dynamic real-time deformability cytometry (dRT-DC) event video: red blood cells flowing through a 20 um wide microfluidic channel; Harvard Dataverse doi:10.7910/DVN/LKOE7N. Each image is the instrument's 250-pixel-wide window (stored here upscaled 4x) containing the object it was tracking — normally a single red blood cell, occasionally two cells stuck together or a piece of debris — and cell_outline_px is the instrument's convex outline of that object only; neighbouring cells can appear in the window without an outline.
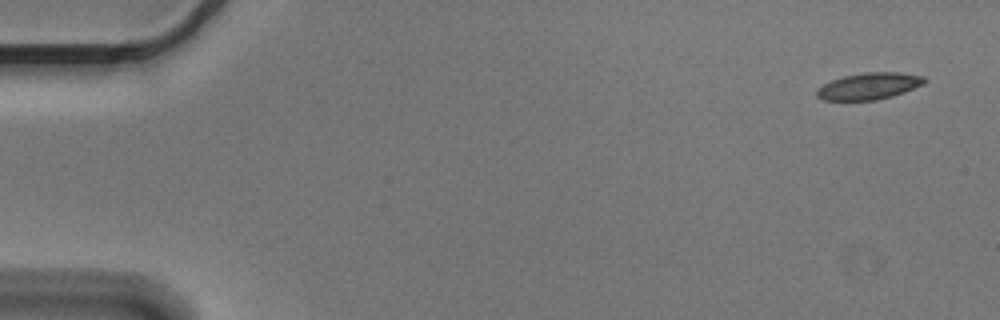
{"species": "Egyptian fruit bat (a non-hibernating species)", "species_latin": "Rousettus aegyptiacus", "temperature_condition": "cold", "stored_images_in_passage": 4, "segment_of_instrument_passage": [1, 2], "camera_frame_rate_fps": 3000, "um_per_image_px": 0.085, "animal": {"sex": "male"}, "frame": {"image": 1, "passage_image": 1, "time_ms": 0.0, "image_size_px": [1000, 320], "cell_outline_px": [[928, 80], [924, 84], [904, 92], [892, 96], [876, 100], [820, 100], [816, 96], [816, 88], [832, 80], [844, 76], [864, 72], [900, 72], [924, 76]], "centroid_in_image_um": [73.87, 7.32], "position_along_channel_um": 11.1, "area_um2": 16.88}}
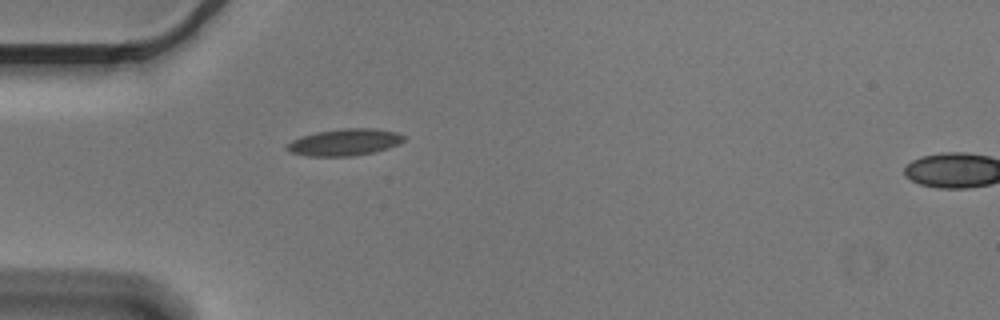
{"frame": {"image": 2, "passage_image": 3, "time_ms": 0.667, "image_size_px": [1000, 320], "cell_outline_px": [[404, 140], [400, 144], [388, 148], [372, 152], [352, 156], [308, 156], [292, 152], [284, 148], [292, 140], [300, 136], [316, 132], [344, 128], [372, 128], [396, 132], [404, 136]], "centroid_in_image_um": [29.29, 12.08], "position_along_channel_um": 55.7, "area_um2": 18.15}}